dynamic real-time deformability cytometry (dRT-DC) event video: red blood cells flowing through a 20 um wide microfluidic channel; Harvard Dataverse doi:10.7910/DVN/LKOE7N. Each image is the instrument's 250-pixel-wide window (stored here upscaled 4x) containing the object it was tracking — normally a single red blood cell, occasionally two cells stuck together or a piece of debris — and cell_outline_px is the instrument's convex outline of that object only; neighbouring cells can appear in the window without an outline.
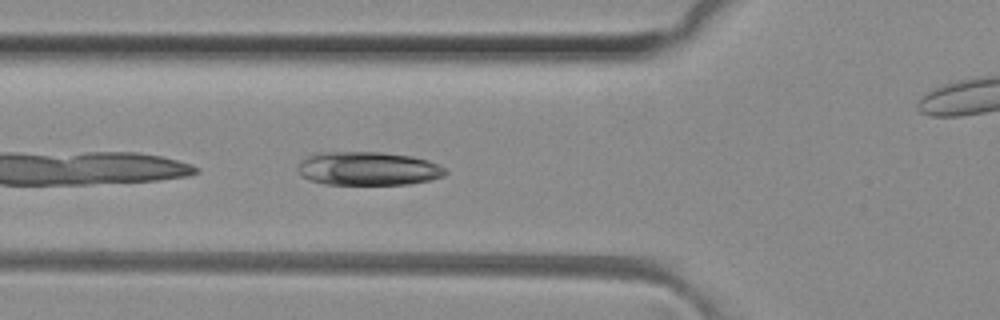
{"species": "common noctule bat (a hibernating species)", "species_latin": "Nyctalus noctula", "temperature_condition": "room temperature", "stored_images_in_passage": 36, "camera_frame_rate_fps": 3000, "um_per_image_px": 0.085, "animal": {"sex": "female", "body_mass_g": 29.2, "forearm_length_mm": 56.3}, "frame": {"image": 1, "passage_image": 3, "time_ms": 0.667, "image_size_px": [1000, 320], "cell_outline_px": [[448, 172], [444, 176], [432, 180], [408, 184], [324, 184], [308, 180], [300, 176], [296, 168], [300, 160], [316, 152], [380, 152], [412, 156], [428, 160], [444, 168]], "centroid_in_image_um": [31.24, 14.33], "position_along_channel_um": 94.6, "area_um2": 29.19}}
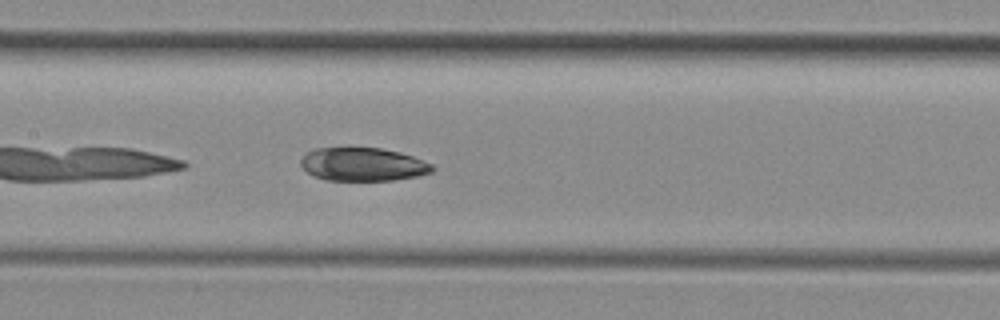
{"frame": {"image": 2, "passage_image": 9, "time_ms": 2.667, "image_size_px": [1000, 320], "cell_outline_px": [[436, 168], [432, 172], [416, 176], [392, 180], [324, 180], [312, 176], [300, 164], [300, 160], [308, 152], [316, 148], [348, 144], [380, 148], [400, 152], [412, 156], [432, 164]], "centroid_in_image_um": [30.8, 13.92], "position_along_channel_um": 176.6, "area_um2": 26.36}}
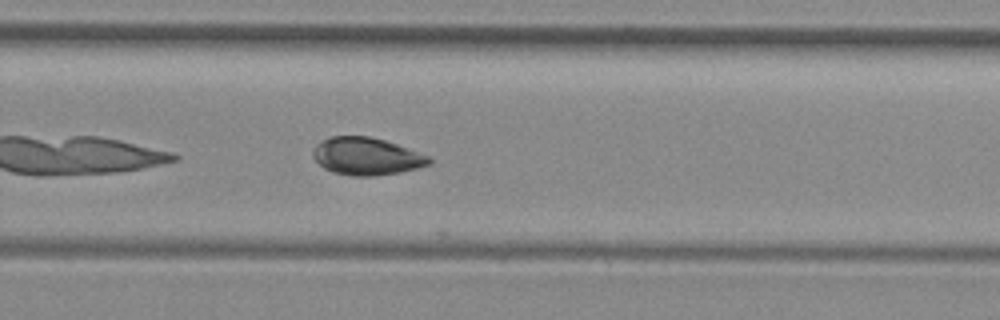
{"frame": {"image": 3, "passage_image": 18, "time_ms": 5.667, "image_size_px": [1000, 320], "cell_outline_px": [[432, 164], [400, 172], [376, 176], [352, 176], [332, 172], [324, 168], [312, 156], [312, 152], [316, 144], [332, 136], [368, 136], [384, 140], [396, 144], [428, 156], [432, 160]], "centroid_in_image_um": [31.14, 13.29], "position_along_channel_um": 298.7, "area_um2": 25.2}, "authors_computed_cell_mechanics": {"area_um2": 25.3742, "velocity_mm_per_s": 2.8774, "shape_relaxation_time_tau1_ms": 8.6175, "shape_relaxation_time_tau2_ms": null, "deformation_change_tau1": 0.4765, "deformation_change_tau2": null}}